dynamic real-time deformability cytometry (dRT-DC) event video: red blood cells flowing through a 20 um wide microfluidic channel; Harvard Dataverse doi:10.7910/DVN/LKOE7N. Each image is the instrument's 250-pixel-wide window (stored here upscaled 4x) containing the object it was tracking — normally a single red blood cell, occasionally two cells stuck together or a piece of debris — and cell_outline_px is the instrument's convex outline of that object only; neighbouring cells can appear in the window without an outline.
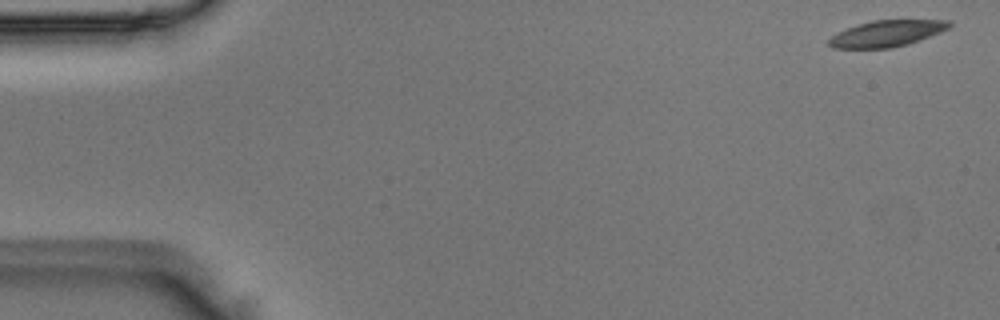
{"species": "Egyptian fruit bat (a non-hibernating species)", "species_latin": "Rousettus aegyptiacus", "temperature_condition": "room temperature", "stored_images_in_passage": 11, "camera_frame_rate_fps": 3000, "um_per_image_px": 0.085, "animal": {"sex": "male"}, "frame": {"image": 1, "passage_image": 1, "time_ms": 0.0, "image_size_px": [1000, 320], "cell_outline_px": [[952, 24], [948, 28], [940, 32], [920, 40], [908, 44], [892, 48], [832, 48], [828, 44], [828, 40], [836, 32], [856, 24], [872, 20], [952, 20]], "centroid_in_image_um": [75.35, 2.84], "position_along_channel_um": 9.6, "area_um2": 18.55}}